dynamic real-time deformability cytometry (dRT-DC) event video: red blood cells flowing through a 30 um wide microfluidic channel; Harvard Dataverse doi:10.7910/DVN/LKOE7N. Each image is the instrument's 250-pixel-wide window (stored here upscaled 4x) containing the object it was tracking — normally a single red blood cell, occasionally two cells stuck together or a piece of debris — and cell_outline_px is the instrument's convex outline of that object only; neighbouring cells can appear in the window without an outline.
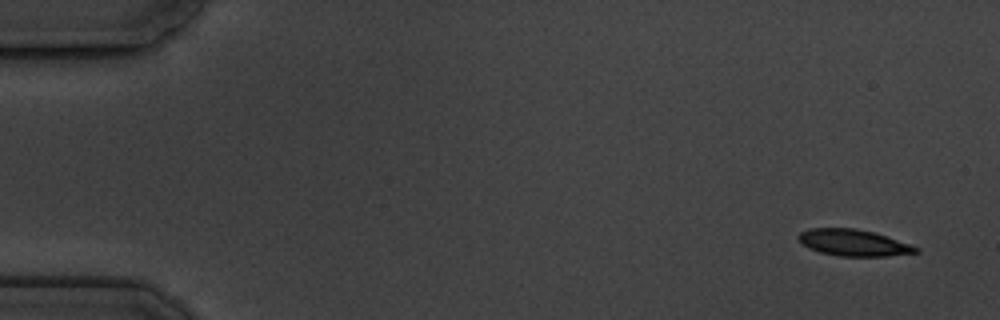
{"species": "common noctule bat (a hibernating species)", "species_latin": "Nyctalus noctula", "temperature_condition": "cold", "stored_images_in_passage": 5, "camera_frame_rate_fps": 3000, "um_per_image_px": 0.085, "animal": {"sex": "male", "body_mass_g": 19.5, "forearm_length_mm": 54.6}, "frame": {"image": 1, "passage_image": 1, "time_ms": 0.0, "image_size_px": [1000, 320], "cell_outline_px": [[920, 252], [888, 256], [840, 256], [820, 252], [808, 248], [800, 244], [796, 236], [800, 232], [808, 228], [856, 228], [872, 232], [920, 248]], "centroid_in_image_um": [72.47, 20.63], "position_along_channel_um": 12.5, "area_um2": 18.09}}
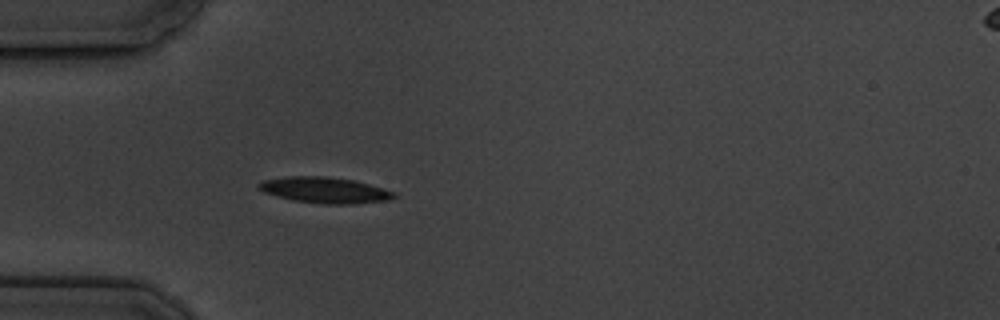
{"frame": {"image": 2, "passage_image": 5, "time_ms": 4.667, "image_size_px": [1000, 320], "cell_outline_px": [[396, 196], [388, 200], [356, 204], [324, 204], [292, 200], [276, 196], [264, 192], [256, 184], [264, 180], [288, 176], [324, 176], [352, 180], [368, 184], [396, 192]], "centroid_in_image_um": [27.61, 16.16], "position_along_channel_um": 57.4, "area_um2": 20.35}}